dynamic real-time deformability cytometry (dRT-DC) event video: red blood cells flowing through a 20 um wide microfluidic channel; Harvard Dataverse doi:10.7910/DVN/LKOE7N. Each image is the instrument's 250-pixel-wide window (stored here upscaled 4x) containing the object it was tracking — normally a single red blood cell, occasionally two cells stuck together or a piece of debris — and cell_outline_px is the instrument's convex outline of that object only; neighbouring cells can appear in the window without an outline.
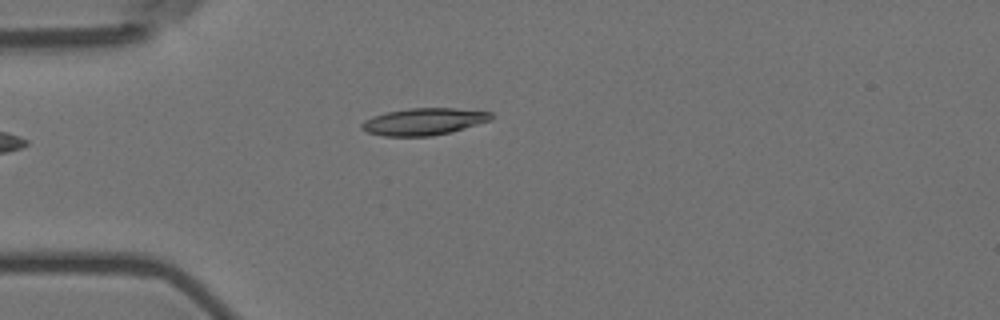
{"species": "Egyptian fruit bat (a non-hibernating species)", "species_latin": "Rousettus aegyptiacus", "temperature_condition": "room temperature", "stored_images_in_passage": 4, "camera_frame_rate_fps": 3000, "um_per_image_px": 0.085, "animal": {"sex": "female"}, "frame": {"image": 1, "passage_image": 4, "time_ms": 1.0, "image_size_px": [1000, 320], "cell_outline_px": [[496, 116], [492, 120], [452, 132], [432, 136], [384, 136], [368, 132], [360, 128], [360, 124], [364, 120], [372, 116], [388, 112], [408, 108], [456, 108], [492, 112]], "centroid_in_image_um": [36.06, 10.33], "position_along_channel_um": 48.9, "area_um2": 20.58}}